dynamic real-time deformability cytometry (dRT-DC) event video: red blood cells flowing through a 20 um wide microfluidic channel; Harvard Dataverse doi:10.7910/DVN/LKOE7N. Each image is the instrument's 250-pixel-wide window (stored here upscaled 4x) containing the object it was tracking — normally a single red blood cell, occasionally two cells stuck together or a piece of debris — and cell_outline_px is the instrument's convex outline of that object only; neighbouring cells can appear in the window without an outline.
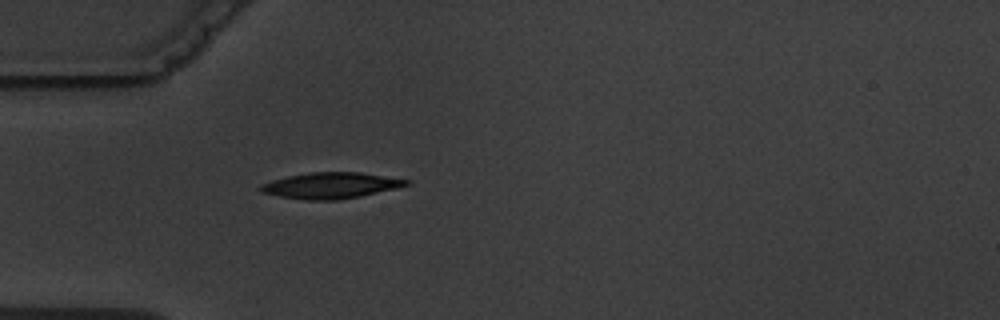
{"species": "common noctule bat (a hibernating species)", "species_latin": "Nyctalus noctula", "temperature_condition": "warm", "stored_images_in_passage": 1, "camera_frame_rate_fps": 3000, "um_per_image_px": 0.085, "animal": {"sex": "male", "body_mass_g": 19.5, "forearm_length_mm": 54.6}, "frame": {"image": 1, "passage_image": 1, "time_ms": 0.0, "image_size_px": [1000, 320], "cell_outline_px": [[412, 180], [408, 184], [396, 188], [360, 196], [336, 200], [308, 200], [280, 196], [260, 192], [260, 184], [272, 180], [288, 176], [308, 172], [360, 172]], "centroid_in_image_um": [28.11, 15.76], "position_along_channel_um": 56.9, "area_um2": 21.96}}